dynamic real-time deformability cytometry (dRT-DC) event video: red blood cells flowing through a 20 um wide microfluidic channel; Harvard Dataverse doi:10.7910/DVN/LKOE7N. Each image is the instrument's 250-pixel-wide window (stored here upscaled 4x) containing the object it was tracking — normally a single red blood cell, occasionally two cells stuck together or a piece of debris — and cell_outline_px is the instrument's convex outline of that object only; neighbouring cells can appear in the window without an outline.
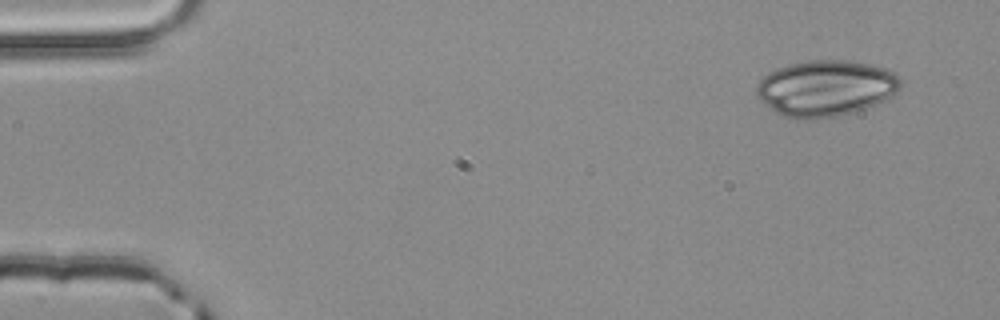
{"species": "common noctule bat (a hibernating species)", "species_latin": "Nyctalus noctula", "temperature_condition": "room temperature", "stored_images_in_passage": 3, "camera_frame_rate_fps": 3000, "um_per_image_px": 0.085, "animal": {"sex": "male", "body_mass_g": 20.4}, "frame": {"image": 1, "passage_image": 1, "time_ms": 0.0, "image_size_px": [1000, 320], "cell_outline_px": [[900, 88], [884, 100], [868, 108], [836, 116], [808, 120], [796, 120], [784, 116], [776, 112], [756, 96], [756, 84], [768, 72], [776, 68], [788, 64], [808, 60], [848, 60], [868, 64], [884, 68], [896, 72], [900, 76]], "centroid_in_image_um": [70.17, 7.49], "position_along_channel_um": 14.8, "area_um2": 47.28}}